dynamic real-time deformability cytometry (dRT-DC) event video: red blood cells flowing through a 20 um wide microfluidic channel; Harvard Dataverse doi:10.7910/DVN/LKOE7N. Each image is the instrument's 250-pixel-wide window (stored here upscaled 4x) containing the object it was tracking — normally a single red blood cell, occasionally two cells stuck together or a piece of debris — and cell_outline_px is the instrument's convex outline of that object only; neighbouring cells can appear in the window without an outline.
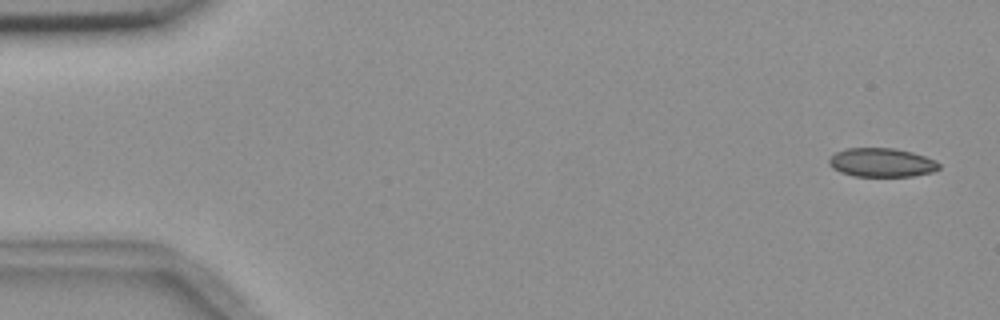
{"species": "common noctule bat (a hibernating species)", "species_latin": "Nyctalus noctula", "temperature_condition": "room temperature", "stored_images_in_passage": 6, "segment_of_instrument_passage": [1, 2], "camera_frame_rate_fps": 3000, "um_per_image_px": 0.085, "animal": {"sex": "female", "body_mass_g": 18.4}, "frame": {"image": 1, "passage_image": 1, "time_ms": 0.0, "image_size_px": [1000, 320], "cell_outline_px": [[940, 168], [932, 172], [912, 176], [856, 176], [840, 172], [832, 168], [828, 164], [828, 160], [836, 152], [848, 148], [896, 148], [912, 152], [936, 160], [940, 164]], "centroid_in_image_um": [74.95, 13.81], "position_along_channel_um": 10.1, "area_um2": 18.5}}
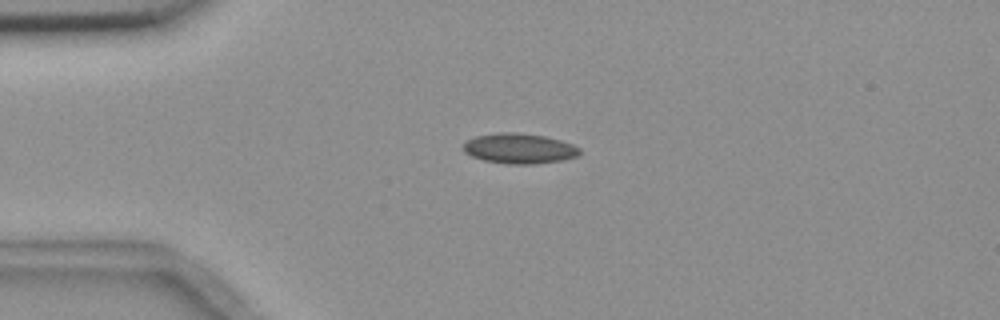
{"frame": {"image": 2, "passage_image": 4, "time_ms": 3.667, "image_size_px": [1000, 320], "cell_outline_px": [[580, 152], [576, 156], [560, 160], [532, 164], [508, 164], [484, 160], [472, 156], [464, 152], [464, 144], [468, 140], [476, 136], [496, 132], [516, 132], [544, 136], [560, 140], [572, 144], [580, 148]], "centroid_in_image_um": [44.12, 12.61], "position_along_channel_um": 40.9, "area_um2": 20.29}}